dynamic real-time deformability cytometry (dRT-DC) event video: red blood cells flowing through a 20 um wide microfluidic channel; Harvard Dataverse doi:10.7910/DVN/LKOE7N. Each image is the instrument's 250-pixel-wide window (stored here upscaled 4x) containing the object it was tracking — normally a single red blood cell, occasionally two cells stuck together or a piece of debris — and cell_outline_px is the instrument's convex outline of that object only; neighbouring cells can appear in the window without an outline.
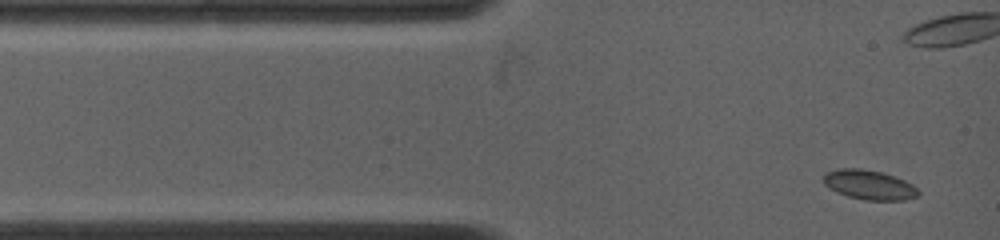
{"species": "common noctule bat (a hibernating species)", "species_latin": "Nyctalus noctula", "temperature_condition": "warm", "stored_images_in_passage": 19, "camera_frame_rate_fps": 4500, "um_per_image_px": 0.085, "animal": {"sex": "female", "body_mass_g": 19.0, "forearm_length_mm": 53.3}, "frame": {"image": 1, "passage_image": 1, "time_ms": 0.0, "image_size_px": [1000, 240], "cell_outline_px": [[920, 196], [904, 200], [864, 200], [848, 196], [836, 192], [828, 188], [824, 184], [824, 172], [840, 168], [860, 168], [880, 172], [904, 180], [912, 184], [920, 192]], "centroid_in_image_um": [73.86, 15.71], "position_along_channel_um": 11.1, "area_um2": 16.36}}
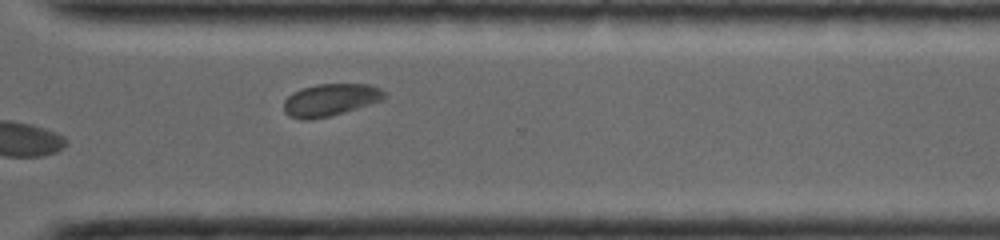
{"frame": {"image": 2, "passage_image": 19, "time_ms": 10.444, "image_size_px": [1000, 240], "cell_outline_px": [[384, 96], [380, 100], [332, 116], [312, 120], [304, 120], [288, 116], [284, 112], [284, 100], [292, 92], [316, 84], [368, 84], [380, 88], [384, 92]], "centroid_in_image_um": [28.01, 8.5], "position_along_channel_um": 342.6, "area_um2": 18.79}}